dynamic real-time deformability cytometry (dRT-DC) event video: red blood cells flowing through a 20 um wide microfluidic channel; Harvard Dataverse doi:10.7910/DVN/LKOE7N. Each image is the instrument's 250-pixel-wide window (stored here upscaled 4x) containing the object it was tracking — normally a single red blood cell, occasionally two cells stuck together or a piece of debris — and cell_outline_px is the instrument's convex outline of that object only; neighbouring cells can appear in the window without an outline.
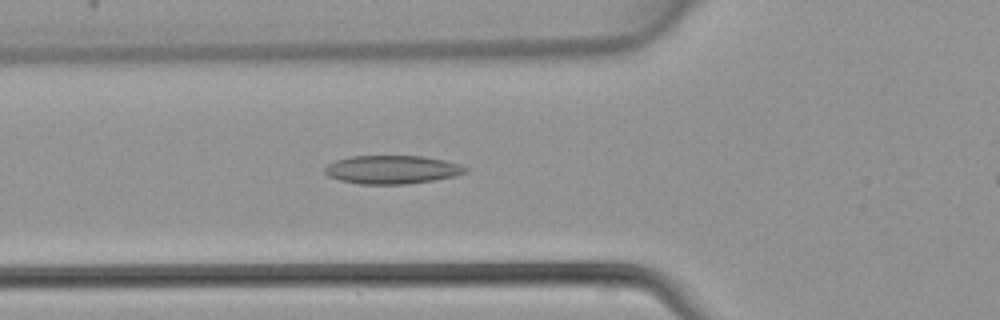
{"species": "common noctule bat (a hibernating species)", "species_latin": "Nyctalus noctula", "temperature_condition": "warm", "stored_images_in_passage": 33, "camera_frame_rate_fps": 3000, "um_per_image_px": 0.085, "animal": {"sex": "female", "body_mass_g": 22.7, "forearm_length_mm": 54.2}, "frame": {"image": 1, "passage_image": 8, "time_ms": 2.333, "image_size_px": [1000, 320], "cell_outline_px": [[472, 168], [468, 172], [456, 176], [432, 180], [404, 184], [360, 184], [340, 180], [328, 176], [324, 172], [324, 168], [328, 164], [336, 160], [348, 156], [424, 156], [444, 160], [460, 164]], "centroid_in_image_um": [33.36, 14.41], "position_along_channel_um": 92.4, "area_um2": 23.47}}
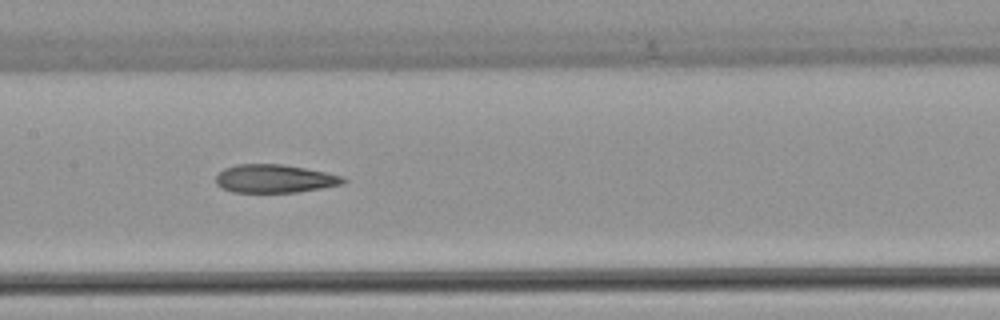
{"frame": {"image": 2, "passage_image": 14, "time_ms": 4.333, "image_size_px": [1000, 320], "cell_outline_px": [[348, 180], [344, 184], [296, 192], [232, 192], [216, 184], [216, 176], [224, 168], [236, 164], [284, 164], [344, 176]], "centroid_in_image_um": [23.36, 15.18], "position_along_channel_um": 184.0, "area_um2": 20.92}}
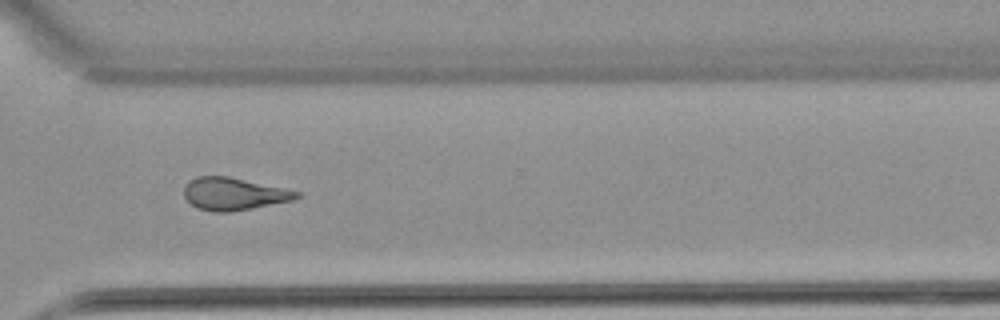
{"frame": {"image": 3, "passage_image": 25, "time_ms": 8.0, "image_size_px": [1000, 320], "cell_outline_px": [[300, 196], [292, 200], [232, 212], [212, 212], [196, 208], [184, 196], [184, 188], [196, 176], [228, 176], [284, 188], [300, 192]], "centroid_in_image_um": [19.86, 16.49], "position_along_channel_um": 350.7, "area_um2": 21.1}}